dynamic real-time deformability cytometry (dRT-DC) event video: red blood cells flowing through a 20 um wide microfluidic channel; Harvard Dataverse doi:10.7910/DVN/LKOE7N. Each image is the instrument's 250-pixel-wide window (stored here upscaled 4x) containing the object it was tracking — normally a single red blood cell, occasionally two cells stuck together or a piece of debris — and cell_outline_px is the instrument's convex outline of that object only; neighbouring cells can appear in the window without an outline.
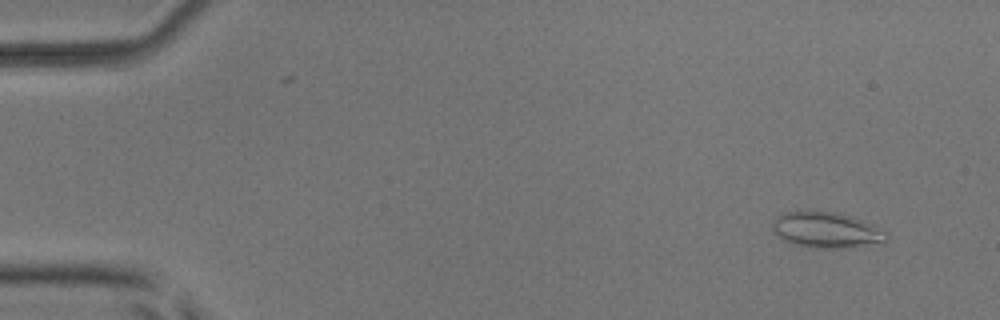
{"species": "common noctule bat (a hibernating species)", "species_latin": "Nyctalus noctula", "temperature_condition": "room temperature", "stored_images_in_passage": 51, "camera_frame_rate_fps": 3000, "um_per_image_px": 0.085, "animal": {"sex": "male", "body_mass_g": 17.9, "forearm_length_mm": 54.2}, "frame": {"image": 1, "passage_image": 2, "time_ms": 0.333, "image_size_px": [1000, 320], "cell_outline_px": [[888, 240], [852, 248], [812, 248], [792, 244], [772, 232], [772, 220], [784, 212], [836, 212], [852, 216], [872, 224], [888, 232]], "centroid_in_image_um": [70.25, 19.57], "position_along_channel_um": 14.8, "area_um2": 23.81}}
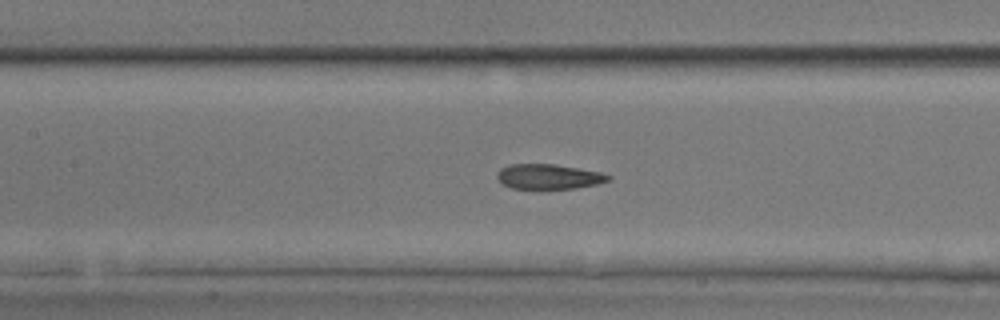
{"frame": {"image": 2, "passage_image": 23, "time_ms": 7.333, "image_size_px": [1000, 320], "cell_outline_px": [[612, 176], [608, 180], [596, 184], [572, 188], [512, 188], [504, 184], [496, 176], [500, 168], [512, 164], [556, 164], [600, 172]], "centroid_in_image_um": [46.63, 14.99], "position_along_channel_um": 160.8, "area_um2": 15.84}}
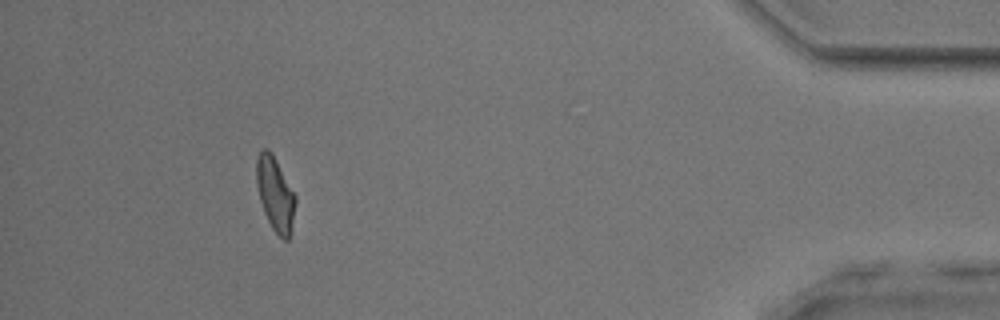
{"frame": {"image": 3, "passage_image": 47, "time_ms": 15.333, "image_size_px": [1000, 320], "cell_outline_px": [[296, 200], [292, 232], [288, 240], [284, 240], [272, 228], [264, 212], [260, 200], [256, 184], [256, 156], [264, 148], [268, 148], [272, 152], [296, 196]], "centroid_in_image_um": [23.4, 16.48], "position_along_channel_um": 411.8, "area_um2": 16.94}, "authors_computed_cell_mechanics": {"area_um2": 17.1088, "velocity_mm_per_s": 3.8559, "shape_relaxation_time_tau1_ms": 5.7105, "shape_relaxation_time_tau2_ms": 2.4974, "deformation_change_tau1": 0.177, "deformation_change_tau2": 0.0709}}